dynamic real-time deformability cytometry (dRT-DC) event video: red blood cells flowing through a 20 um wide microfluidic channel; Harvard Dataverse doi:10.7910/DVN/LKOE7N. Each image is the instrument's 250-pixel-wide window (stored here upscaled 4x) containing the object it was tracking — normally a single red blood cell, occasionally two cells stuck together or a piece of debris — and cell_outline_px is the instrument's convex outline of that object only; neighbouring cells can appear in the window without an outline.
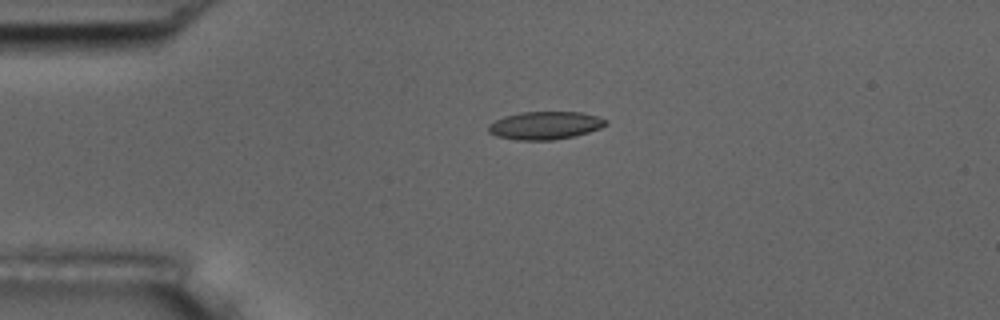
{"species": "common noctule bat (a hibernating species)", "species_latin": "Nyctalus noctula", "temperature_condition": "room temperature", "stored_images_in_passage": 4, "camera_frame_rate_fps": 3000, "um_per_image_px": 0.085, "animal": {"sex": "male", "body_mass_g": 17.5, "forearm_length_mm": 52.3}, "frame": {"image": 1, "passage_image": 3, "time_ms": 2.333, "image_size_px": [1000, 320], "cell_outline_px": [[608, 124], [600, 128], [588, 132], [572, 136], [552, 140], [516, 140], [496, 136], [488, 132], [488, 124], [504, 116], [520, 112], [580, 112], [596, 116], [608, 120]], "centroid_in_image_um": [46.31, 10.66], "position_along_channel_um": 38.7, "area_um2": 19.07}}